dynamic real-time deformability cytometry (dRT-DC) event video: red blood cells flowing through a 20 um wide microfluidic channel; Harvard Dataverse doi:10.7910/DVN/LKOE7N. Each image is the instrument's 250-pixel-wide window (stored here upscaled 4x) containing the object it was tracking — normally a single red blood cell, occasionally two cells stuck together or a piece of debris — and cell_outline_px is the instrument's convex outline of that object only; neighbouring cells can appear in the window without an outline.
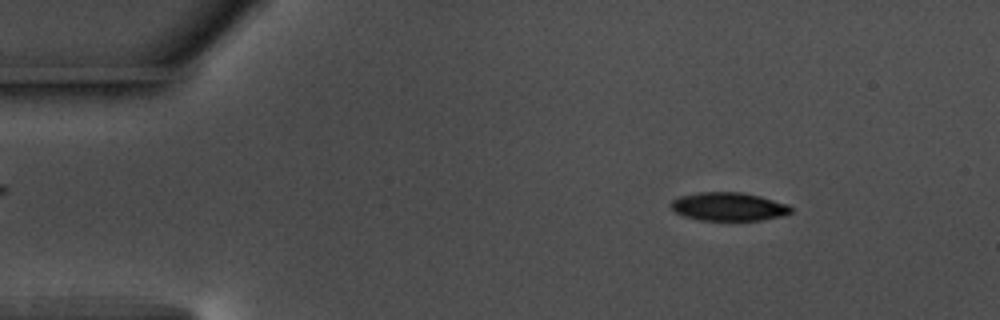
{"species": "common noctule bat (a hibernating species)", "species_latin": "Nyctalus noctula", "temperature_condition": "warm", "stored_images_in_passage": 55, "camera_frame_rate_fps": 3000, "um_per_image_px": 0.085, "animal": {"sex": "male", "body_mass_g": 17.5, "forearm_length_mm": 52.3}, "frame": {"image": 1, "passage_image": 7, "time_ms": 2.0, "image_size_px": [1000, 320], "cell_outline_px": [[792, 212], [780, 216], [760, 220], [700, 220], [684, 216], [676, 212], [668, 204], [672, 200], [680, 196], [700, 192], [744, 192], [760, 196], [788, 204], [792, 208]], "centroid_in_image_um": [61.92, 17.55], "position_along_channel_um": 23.1, "area_um2": 19.83}}
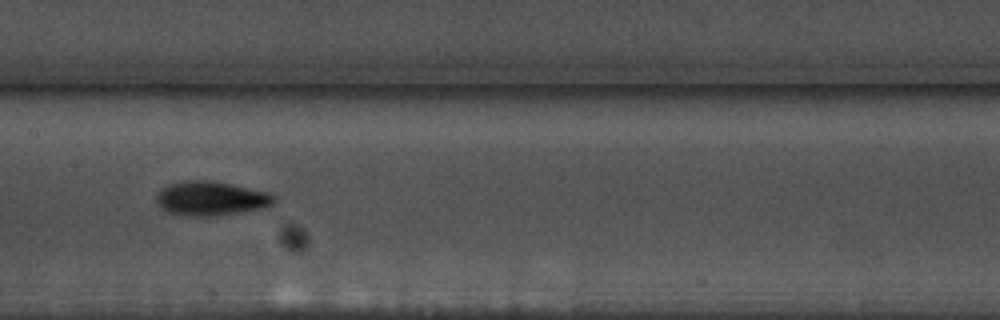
{"frame": {"image": 2, "passage_image": 27, "time_ms": 8.667, "image_size_px": [1000, 320], "cell_outline_px": [[276, 200], [272, 204], [260, 208], [240, 212], [216, 216], [188, 216], [168, 212], [160, 208], [156, 204], [156, 196], [168, 184], [180, 180], [212, 180], [232, 184], [268, 192], [276, 196]], "centroid_in_image_um": [17.91, 16.86], "position_along_channel_um": 189.5, "area_um2": 23.58}}
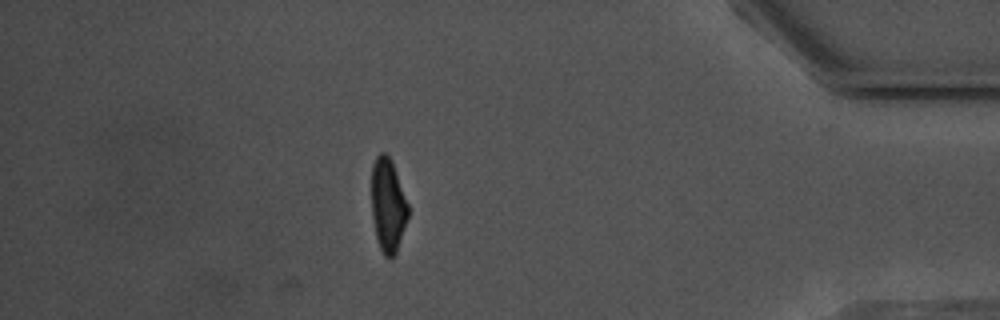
{"frame": {"image": 3, "passage_image": 48, "time_ms": 15.667, "image_size_px": [1000, 320], "cell_outline_px": [[408, 216], [396, 252], [392, 256], [384, 256], [380, 248], [376, 236], [372, 216], [372, 164], [376, 156], [380, 152], [384, 152], [392, 160], [408, 204]], "centroid_in_image_um": [32.96, 17.39], "position_along_channel_um": 402.2, "area_um2": 19.71}, "authors_computed_cell_mechanics": {"area_um2": 20.9236, "velocity_mm_per_s": 3.6514, "shape_relaxation_time_tau1_ms": 3.0068, "shape_relaxation_time_tau2_ms": 3.8303, "deformation_change_tau1": 0.1395, "deformation_change_tau2": 0.0997}}